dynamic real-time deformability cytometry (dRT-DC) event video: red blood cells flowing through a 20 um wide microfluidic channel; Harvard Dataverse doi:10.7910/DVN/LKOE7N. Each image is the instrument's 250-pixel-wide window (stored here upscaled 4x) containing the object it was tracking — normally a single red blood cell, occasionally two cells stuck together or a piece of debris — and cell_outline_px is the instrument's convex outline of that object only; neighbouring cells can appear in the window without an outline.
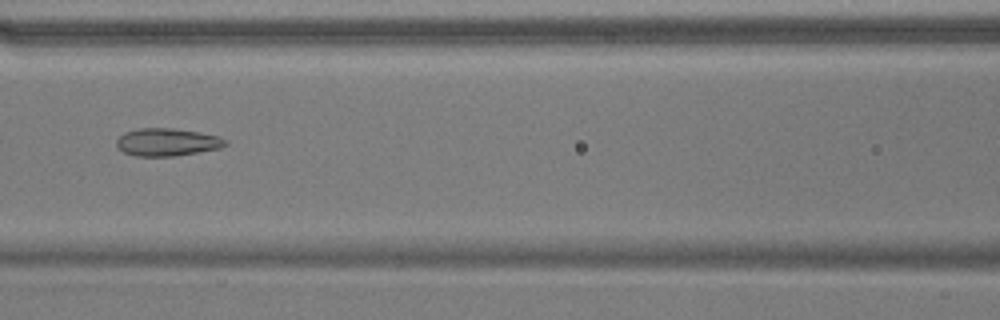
{"species": "common noctule bat (a hibernating species)", "species_latin": "Nyctalus noctula", "temperature_condition": "warm", "stored_images_in_passage": 40, "camera_frame_rate_fps": 3000, "um_per_image_px": 0.085, "animal": {"sex": "male", "body_mass_g": 17.9}, "frame": {"image": 1, "passage_image": 10, "time_ms": 3.0, "image_size_px": [1000, 320], "cell_outline_px": [[228, 144], [220, 148], [172, 156], [136, 156], [124, 152], [116, 144], [116, 140], [124, 132], [140, 128], [172, 128], [200, 132], [220, 136], [228, 140]], "centroid_in_image_um": [14.23, 12.07], "position_along_channel_um": 152.4, "area_um2": 17.51}}
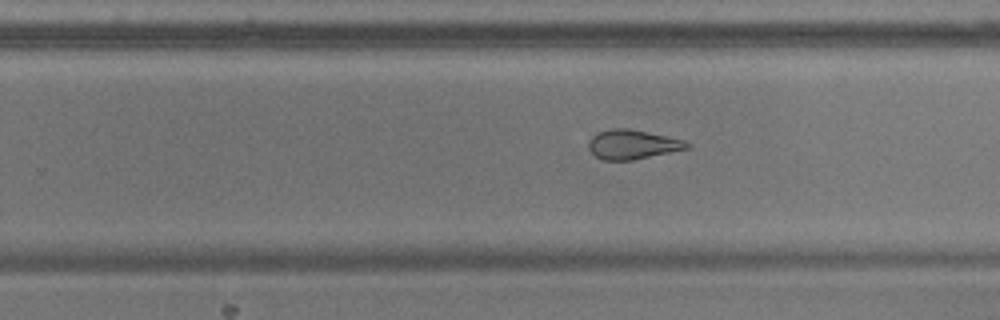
{"frame": {"image": 2, "passage_image": 20, "time_ms": 6.333, "image_size_px": [1000, 320], "cell_outline_px": [[692, 144], [688, 148], [632, 160], [604, 160], [596, 156], [588, 148], [588, 140], [596, 132], [612, 128], [628, 128], [684, 140]], "centroid_in_image_um": [53.72, 12.27], "position_along_channel_um": 276.1, "area_um2": 16.7}}
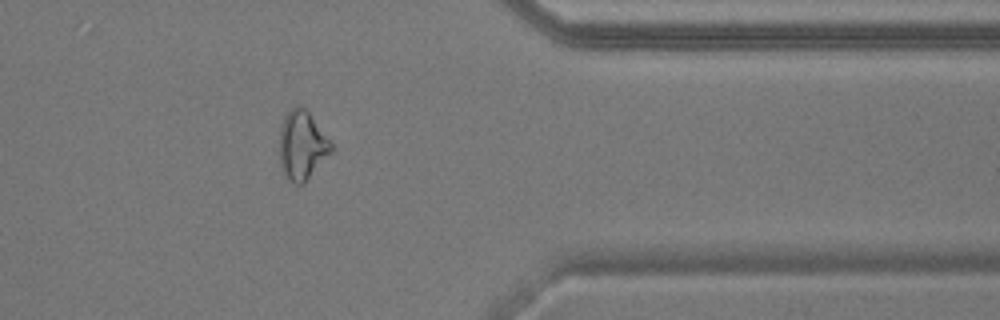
{"frame": {"image": 3, "passage_image": 30, "time_ms": 9.667, "image_size_px": [1000, 320], "cell_outline_px": [[332, 152], [304, 184], [296, 184], [288, 180], [280, 164], [280, 128], [284, 116], [296, 104], [304, 108], [308, 112], [332, 144]], "centroid_in_image_um": [25.67, 12.37], "position_along_channel_um": 385.7, "area_um2": 20.52}, "authors_computed_cell_mechanics": {"area_um2": 18.9295, "velocity_mm_per_s": 3.7255, "shape_relaxation_time_tau1_ms": null, "shape_relaxation_time_tau2_ms": 2.1033, "deformation_change_tau1": null, "deformation_change_tau2": 0.086}}